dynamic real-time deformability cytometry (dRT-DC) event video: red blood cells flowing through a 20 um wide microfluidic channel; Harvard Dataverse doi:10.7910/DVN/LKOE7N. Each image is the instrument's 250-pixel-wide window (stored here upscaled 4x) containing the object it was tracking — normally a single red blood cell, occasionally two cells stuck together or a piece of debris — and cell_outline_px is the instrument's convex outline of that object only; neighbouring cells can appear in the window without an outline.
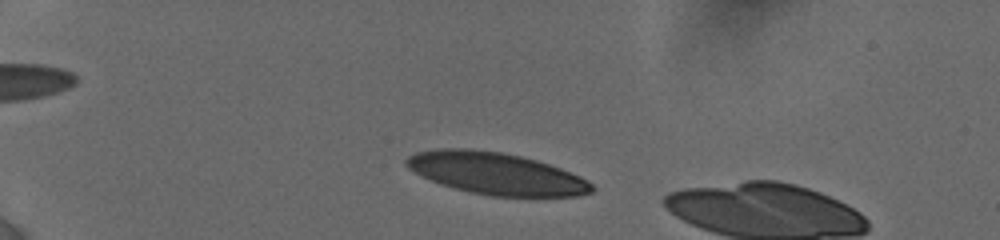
{"species": "human", "species_latin": "Homo sapiens", "temperature_condition": "cold", "stored_images_in_passage": 19, "camera_frame_rate_fps": 3000, "um_per_image_px": 0.085, "donor": {"sex": "female"}, "frame": {"image": 1, "passage_image": 9, "time_ms": 2.0, "image_size_px": [1000, 240], "cell_outline_px": [[596, 188], [592, 192], [580, 196], [492, 196], [468, 192], [440, 184], [408, 168], [404, 164], [404, 160], [408, 156], [416, 152], [440, 148], [468, 148], [500, 152], [520, 156], [536, 160], [560, 168], [580, 176], [588, 180]], "centroid_in_image_um": [42.17, 14.75], "position_along_channel_um": 42.8, "area_um2": 45.26}}